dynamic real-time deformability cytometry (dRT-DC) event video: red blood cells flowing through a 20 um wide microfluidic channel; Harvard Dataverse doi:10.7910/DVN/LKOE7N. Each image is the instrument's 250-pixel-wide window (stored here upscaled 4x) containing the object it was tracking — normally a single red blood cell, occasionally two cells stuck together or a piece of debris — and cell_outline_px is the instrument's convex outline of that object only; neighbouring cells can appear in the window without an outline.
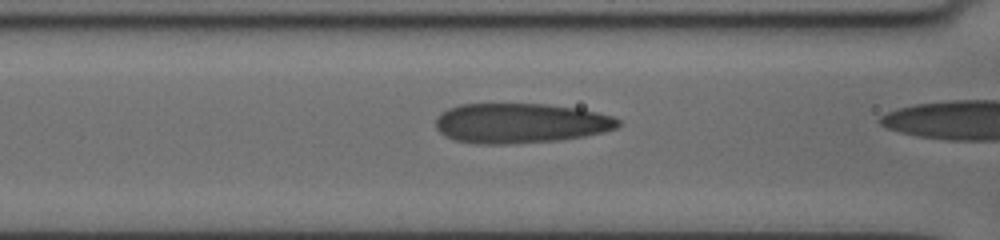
{"species": "human", "species_latin": "Homo sapiens", "temperature_condition": "cold", "stored_images_in_passage": 18, "camera_frame_rate_fps": 3000, "um_per_image_px": 0.085, "donor": {"sex": "female"}, "frame": {"image": 1, "passage_image": 17, "time_ms": 5.333, "image_size_px": [1000, 240], "cell_outline_px": [[620, 124], [616, 128], [604, 132], [584, 136], [556, 140], [508, 144], [476, 144], [456, 140], [444, 136], [436, 128], [436, 120], [440, 112], [448, 108], [460, 104], [544, 104], [576, 108], [596, 112], [612, 116], [620, 120]], "centroid_in_image_um": [44.2, 10.47], "position_along_channel_um": 122.4, "area_um2": 42.43}}